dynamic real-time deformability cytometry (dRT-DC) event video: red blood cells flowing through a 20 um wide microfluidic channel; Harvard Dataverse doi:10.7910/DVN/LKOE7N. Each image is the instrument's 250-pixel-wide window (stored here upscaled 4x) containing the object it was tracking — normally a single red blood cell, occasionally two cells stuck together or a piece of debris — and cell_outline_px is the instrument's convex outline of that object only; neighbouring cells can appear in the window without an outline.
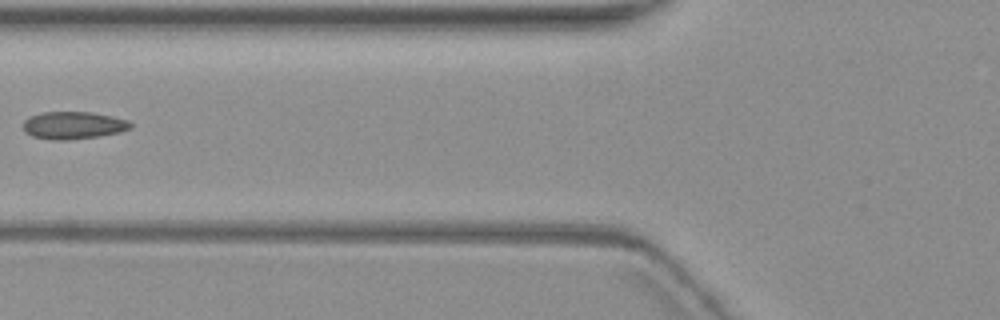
{"species": "common noctule bat (a hibernating species)", "species_latin": "Nyctalus noctula", "temperature_condition": "warm", "stored_images_in_passage": 6, "camera_frame_rate_fps": 3000, "um_per_image_px": 0.085, "animal": {"sex": "female", "body_mass_g": 19.3, "forearm_length_mm": 54.1}, "frame": {"image": 1, "passage_image": 4, "time_ms": 4.0, "image_size_px": [1000, 320], "cell_outline_px": [[132, 128], [120, 132], [100, 136], [68, 140], [52, 140], [32, 136], [24, 132], [24, 120], [28, 116], [44, 112], [92, 112], [112, 116], [128, 120], [132, 124]], "centroid_in_image_um": [6.24, 10.65], "position_along_channel_um": 119.6, "area_um2": 17.34}}
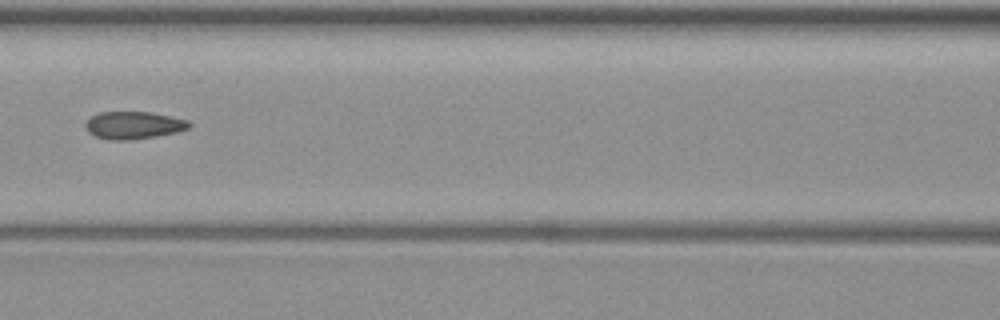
{"frame": {"image": 2, "passage_image": 5, "time_ms": 5.0, "image_size_px": [1000, 320], "cell_outline_px": [[192, 124], [188, 128], [176, 132], [156, 136], [128, 140], [108, 140], [96, 136], [88, 132], [84, 124], [92, 116], [100, 112], [148, 112], [188, 120]], "centroid_in_image_um": [11.33, 10.65], "position_along_channel_um": 155.3, "area_um2": 16.42}}
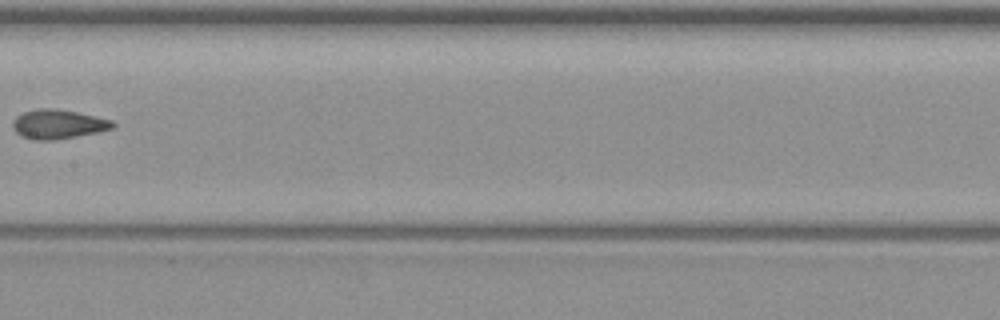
{"frame": {"image": 3, "passage_image": 6, "time_ms": 6.333, "image_size_px": [1000, 320], "cell_outline_px": [[116, 124], [112, 128], [100, 132], [56, 140], [36, 140], [24, 136], [16, 132], [12, 128], [12, 120], [16, 116], [24, 112], [40, 108], [52, 108], [76, 112], [112, 120]], "centroid_in_image_um": [4.94, 10.56], "position_along_channel_um": 202.5, "area_um2": 16.99}}